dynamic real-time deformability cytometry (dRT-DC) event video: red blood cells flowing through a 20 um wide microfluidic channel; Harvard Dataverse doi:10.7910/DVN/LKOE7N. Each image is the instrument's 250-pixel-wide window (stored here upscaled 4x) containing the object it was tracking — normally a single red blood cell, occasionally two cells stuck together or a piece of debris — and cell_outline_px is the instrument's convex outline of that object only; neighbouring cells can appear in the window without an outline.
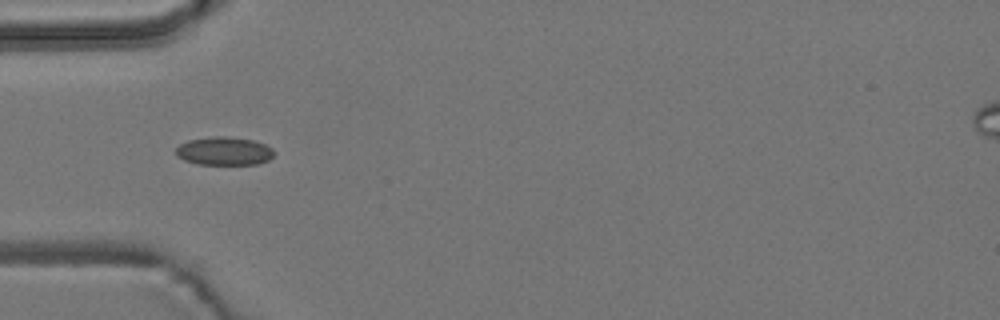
{"species": "common noctule bat (a hibernating species)", "species_latin": "Nyctalus noctula", "temperature_condition": "room temperature", "stored_images_in_passage": 7, "camera_frame_rate_fps": 3000, "um_per_image_px": 0.085, "animal": {"sex": "male", "body_mass_g": 19.2, "forearm_length_mm": 51.8}, "frame": {"image": 1, "passage_image": 3, "time_ms": 2.333, "image_size_px": [1000, 320], "cell_outline_px": [[276, 152], [268, 160], [256, 164], [196, 164], [184, 160], [176, 156], [176, 148], [180, 144], [188, 140], [212, 136], [228, 136], [252, 140], [264, 144], [272, 148]], "centroid_in_image_um": [19.03, 12.83], "position_along_channel_um": 66.0, "area_um2": 16.24}}
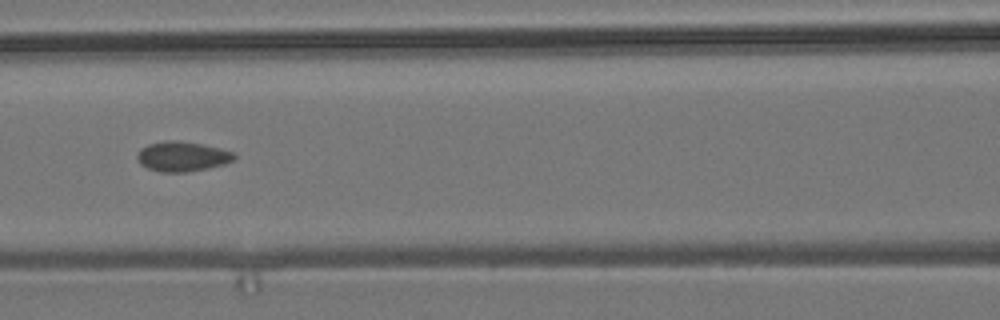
{"frame": {"image": 2, "passage_image": 5, "time_ms": 4.667, "image_size_px": [1000, 320], "cell_outline_px": [[236, 156], [232, 160], [224, 164], [208, 168], [188, 172], [160, 172], [148, 168], [140, 164], [136, 156], [136, 152], [140, 148], [148, 144], [168, 140], [180, 140], [204, 144], [236, 152]], "centroid_in_image_um": [15.48, 13.28], "position_along_channel_um": 151.1, "area_um2": 17.17}}
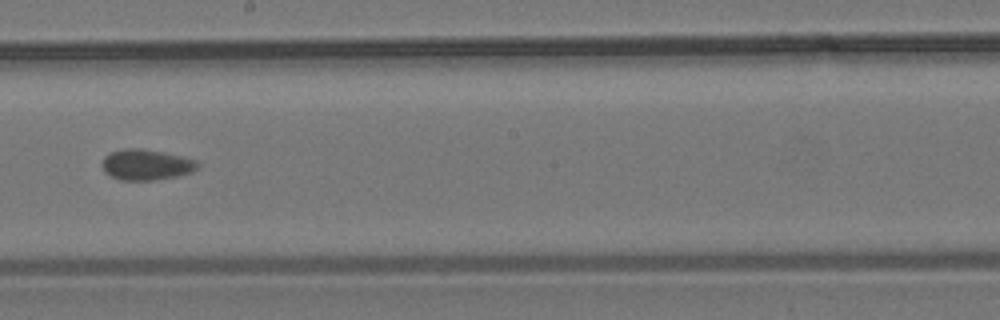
{"frame": {"image": 3, "passage_image": 7, "time_ms": 7.0, "image_size_px": [1000, 320], "cell_outline_px": [[200, 164], [192, 172], [176, 176], [152, 180], [120, 180], [104, 172], [104, 156], [108, 152], [124, 148], [144, 148], [164, 152], [196, 160]], "centroid_in_image_um": [12.42, 13.98], "position_along_channel_um": 235.8, "area_um2": 17.05}}